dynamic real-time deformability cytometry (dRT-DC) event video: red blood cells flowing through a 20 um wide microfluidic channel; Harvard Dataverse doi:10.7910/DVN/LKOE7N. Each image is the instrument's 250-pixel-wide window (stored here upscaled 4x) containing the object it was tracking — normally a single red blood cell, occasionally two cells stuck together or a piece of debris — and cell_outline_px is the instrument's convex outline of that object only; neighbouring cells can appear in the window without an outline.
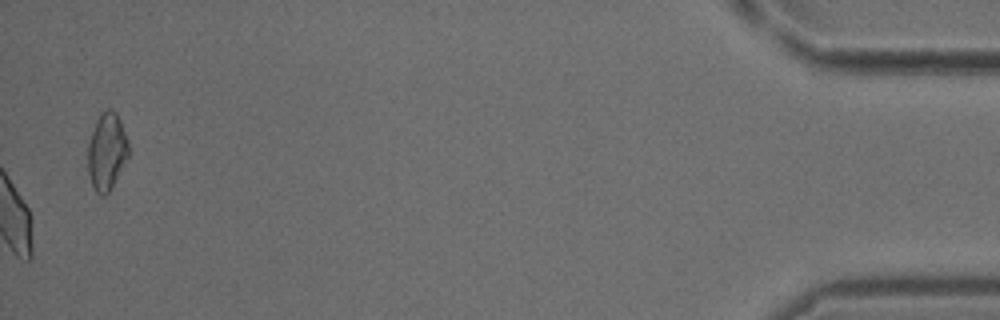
{"species": "common noctule bat (a hibernating species)", "species_latin": "Nyctalus noctula", "temperature_condition": "cold", "stored_images_in_passage": 53, "camera_frame_rate_fps": 3000, "um_per_image_px": 0.085, "animal": {"sex": "male", "body_mass_g": 18.8}, "frame": {"image": 1, "passage_image": 53, "time_ms": 17.333, "image_size_px": [1000, 320], "cell_outline_px": [[128, 156], [108, 192], [104, 196], [100, 196], [96, 192], [92, 184], [88, 172], [88, 144], [96, 120], [100, 112], [108, 108], [112, 108], [116, 112], [120, 120], [128, 140]], "centroid_in_image_um": [9.06, 12.83], "position_along_channel_um": 426.1, "area_um2": 18.09}}